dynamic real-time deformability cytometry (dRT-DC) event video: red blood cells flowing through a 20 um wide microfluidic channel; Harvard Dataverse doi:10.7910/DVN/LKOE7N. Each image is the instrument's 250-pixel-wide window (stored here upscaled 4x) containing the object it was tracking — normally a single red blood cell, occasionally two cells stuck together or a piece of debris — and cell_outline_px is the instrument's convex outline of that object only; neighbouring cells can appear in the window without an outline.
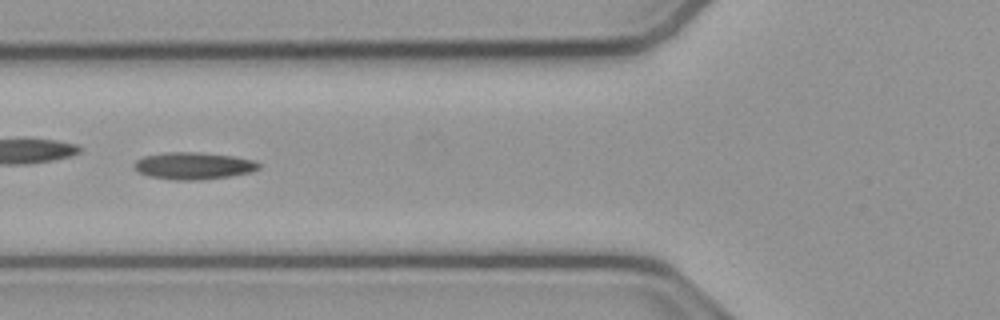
{"species": "common noctule bat (a hibernating species)", "species_latin": "Nyctalus noctula", "temperature_condition": "cold", "stored_images_in_passage": 40, "camera_frame_rate_fps": 3000, "um_per_image_px": 0.085, "animal": {"sex": "male", "body_mass_g": 23.1, "forearm_length_mm": 52.7}, "frame": {"image": 1, "passage_image": 7, "time_ms": 2.0, "image_size_px": [1000, 320], "cell_outline_px": [[260, 168], [252, 172], [228, 176], [200, 180], [172, 180], [148, 176], [140, 172], [132, 164], [136, 160], [144, 156], [164, 152], [200, 152], [232, 156], [256, 160], [260, 164]], "centroid_in_image_um": [16.46, 14.09], "position_along_channel_um": 109.3, "area_um2": 19.77}}
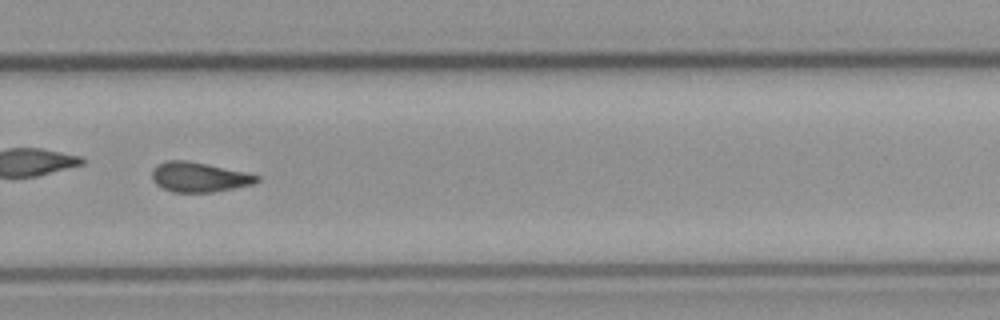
{"frame": {"image": 2, "passage_image": 23, "time_ms": 7.333, "image_size_px": [1000, 320], "cell_outline_px": [[260, 180], [256, 184], [212, 192], [172, 192], [156, 184], [152, 180], [152, 172], [160, 164], [168, 160], [184, 160], [248, 172], [260, 176]], "centroid_in_image_um": [16.98, 15.06], "position_along_channel_um": 312.8, "area_um2": 18.09}}